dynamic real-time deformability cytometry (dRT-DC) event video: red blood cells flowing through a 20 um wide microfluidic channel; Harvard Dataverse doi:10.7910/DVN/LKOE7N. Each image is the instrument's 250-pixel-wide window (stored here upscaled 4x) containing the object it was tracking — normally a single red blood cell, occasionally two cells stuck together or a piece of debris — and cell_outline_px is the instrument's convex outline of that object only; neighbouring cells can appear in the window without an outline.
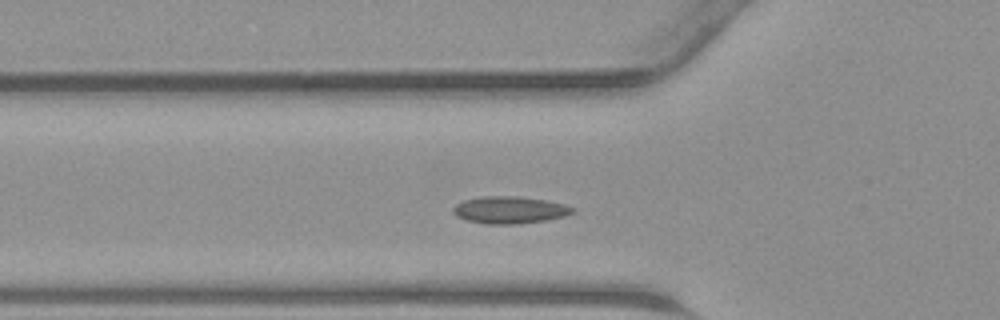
{"species": "common noctule bat (a hibernating species)", "species_latin": "Nyctalus noctula", "temperature_condition": "warm", "stored_images_in_passage": 41, "camera_frame_rate_fps": 3000, "um_per_image_px": 0.085, "animal": {"sex": "male", "body_mass_g": 23.1, "forearm_length_mm": 52.7}, "frame": {"image": 1, "passage_image": 10, "time_ms": 3.0, "image_size_px": [1000, 320], "cell_outline_px": [[576, 212], [564, 216], [548, 220], [516, 224], [484, 224], [468, 220], [456, 216], [452, 212], [452, 208], [456, 204], [464, 200], [484, 196], [516, 196], [548, 200], [564, 204], [576, 208]], "centroid_in_image_um": [43.35, 17.84], "position_along_channel_um": 82.4, "area_um2": 19.07}}
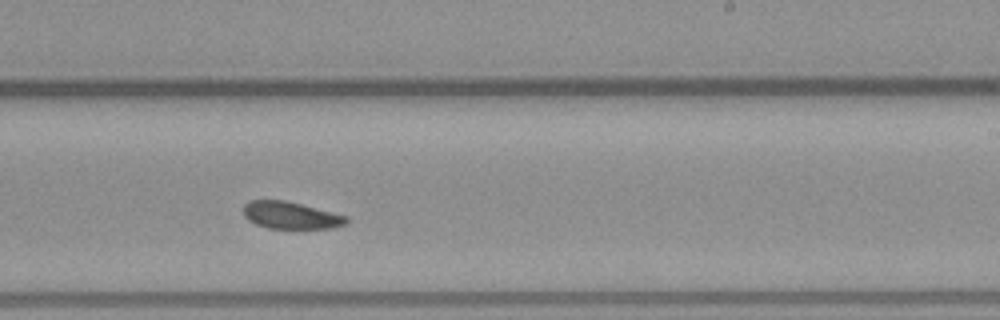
{"frame": {"image": 2, "passage_image": 22, "time_ms": 7.0, "image_size_px": [1000, 320], "cell_outline_px": [[348, 224], [336, 228], [268, 228], [256, 224], [248, 220], [244, 216], [244, 204], [248, 200], [284, 200], [348, 216]], "centroid_in_image_um": [24.73, 18.3], "position_along_channel_um": 264.3, "area_um2": 16.3}}
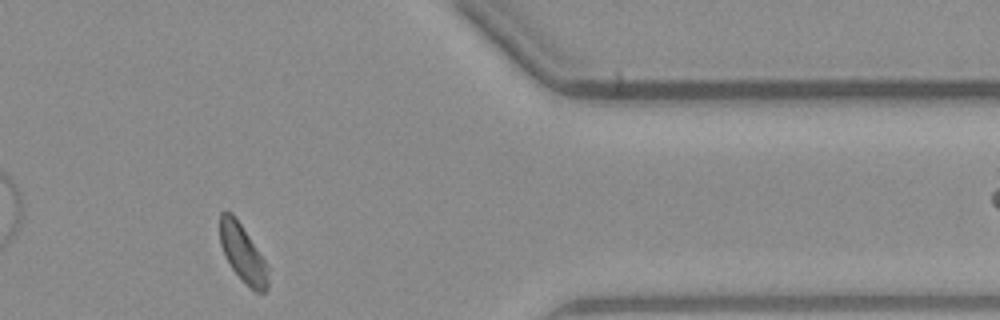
{"frame": {"image": 3, "passage_image": 32, "time_ms": 10.333, "image_size_px": [1000, 320], "cell_outline_px": [[268, 288], [264, 292], [256, 292], [244, 284], [240, 280], [232, 268], [220, 244], [220, 212], [224, 208], [232, 212], [268, 264]], "centroid_in_image_um": [20.64, 21.54], "position_along_channel_um": 390.8, "area_um2": 16.3}}